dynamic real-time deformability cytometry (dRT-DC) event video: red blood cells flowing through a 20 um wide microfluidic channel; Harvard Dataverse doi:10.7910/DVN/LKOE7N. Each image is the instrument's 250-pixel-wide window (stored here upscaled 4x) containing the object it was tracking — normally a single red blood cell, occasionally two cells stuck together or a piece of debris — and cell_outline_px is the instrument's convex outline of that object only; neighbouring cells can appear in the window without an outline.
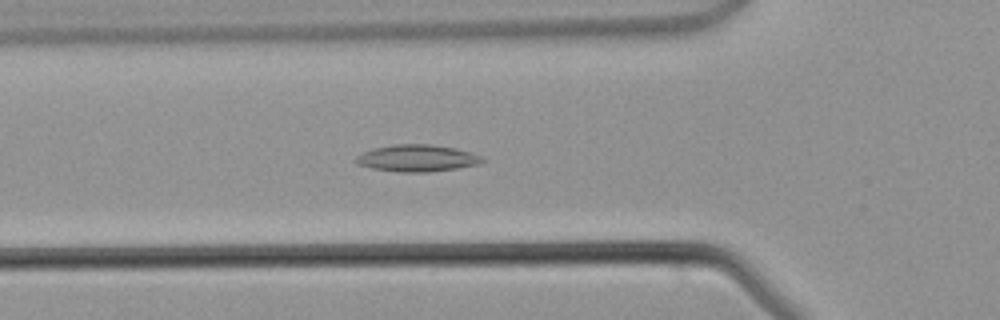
{"species": "common noctule bat (a hibernating species)", "species_latin": "Nyctalus noctula", "temperature_condition": "warm", "stored_images_in_passage": 35, "camera_frame_rate_fps": 3000, "um_per_image_px": 0.085, "animal": {"sex": "male", "body_mass_g": 21.5, "forearm_length_mm": 52.0}, "frame": {"image": 1, "passage_image": 5, "time_ms": 1.333, "image_size_px": [1000, 320], "cell_outline_px": [[484, 160], [480, 164], [456, 168], [428, 172], [400, 172], [372, 168], [356, 164], [352, 160], [356, 156], [372, 148], [392, 144], [432, 144], [456, 148], [484, 156]], "centroid_in_image_um": [35.44, 13.43], "position_along_channel_um": 90.4, "area_um2": 20.0}}
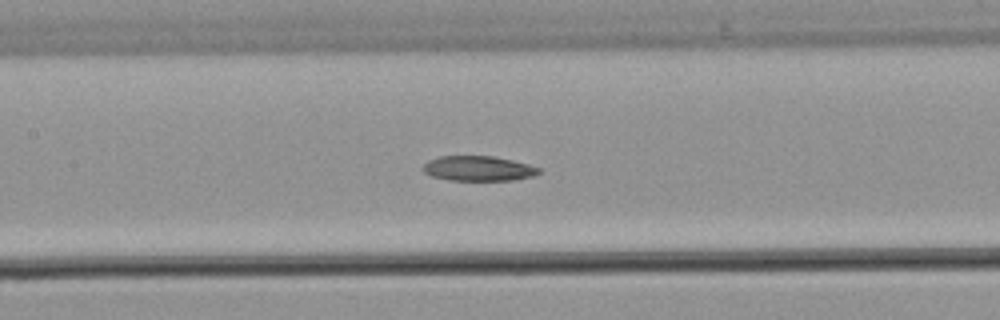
{"frame": {"image": 2, "passage_image": 10, "time_ms": 3.0, "image_size_px": [1000, 320], "cell_outline_px": [[540, 172], [532, 176], [512, 180], [448, 180], [432, 176], [424, 172], [420, 168], [428, 160], [440, 156], [492, 156], [512, 160], [528, 164], [540, 168]], "centroid_in_image_um": [40.62, 14.32], "position_along_channel_um": 166.8, "area_um2": 16.82}}
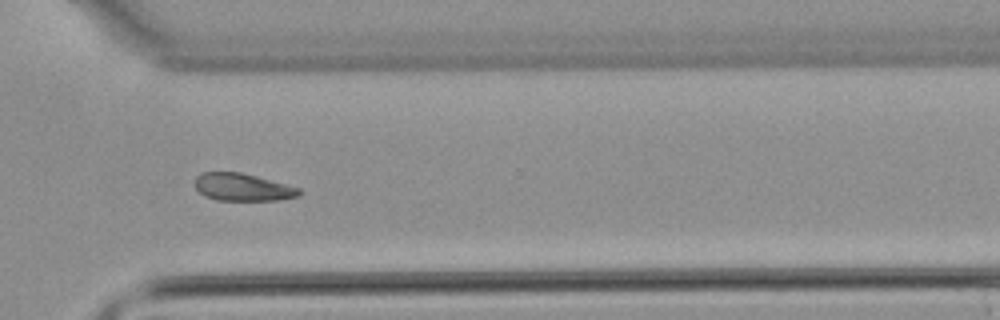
{"frame": {"image": 3, "passage_image": 22, "time_ms": 7.0, "image_size_px": [1000, 320], "cell_outline_px": [[300, 196], [276, 200], [216, 200], [204, 196], [196, 188], [196, 176], [200, 172], [240, 172], [256, 176], [300, 188]], "centroid_in_image_um": [20.6, 15.91], "position_along_channel_um": 350.0, "area_um2": 16.59}}